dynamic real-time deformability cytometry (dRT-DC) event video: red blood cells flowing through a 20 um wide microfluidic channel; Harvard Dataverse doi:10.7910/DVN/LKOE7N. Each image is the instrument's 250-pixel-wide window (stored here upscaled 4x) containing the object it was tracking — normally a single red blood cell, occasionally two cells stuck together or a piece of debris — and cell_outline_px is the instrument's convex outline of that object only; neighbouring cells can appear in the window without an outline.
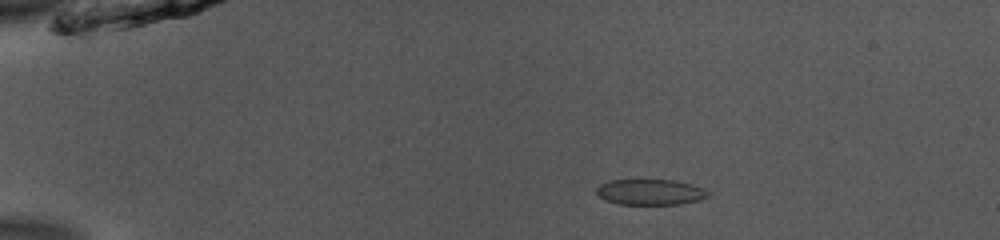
{"species": "common noctule bat (a hibernating species)", "species_latin": "Nyctalus noctula", "temperature_condition": "room temperature", "stored_images_in_passage": 52, "camera_frame_rate_fps": 3000, "um_per_image_px": 0.085, "animal": {"sex": "male", "body_mass_g": 13.0, "forearm_length_mm": 53.1}, "frame": {"image": 1, "passage_image": 10, "time_ms": 3.0, "image_size_px": [1000, 240], "cell_outline_px": [[708, 196], [700, 200], [680, 204], [620, 204], [604, 200], [596, 192], [596, 188], [600, 184], [608, 180], [676, 180], [692, 184], [704, 188], [708, 192]], "centroid_in_image_um": [55.27, 16.32], "position_along_channel_um": 29.7, "area_um2": 16.76}}
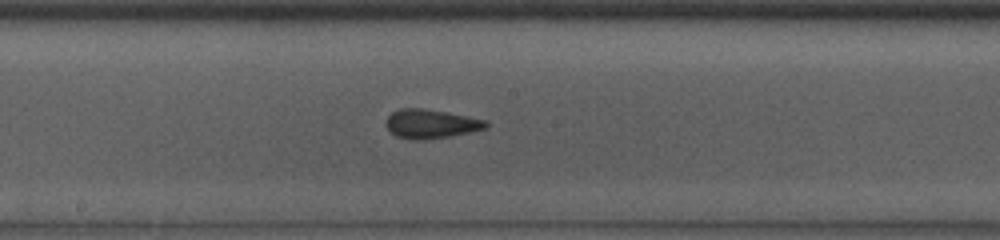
{"frame": {"image": 2, "passage_image": 29, "time_ms": 9.333, "image_size_px": [1000, 240], "cell_outline_px": [[488, 128], [448, 136], [424, 140], [412, 140], [396, 136], [384, 124], [388, 116], [392, 112], [400, 108], [424, 108], [488, 120]], "centroid_in_image_um": [36.61, 10.52], "position_along_channel_um": 211.6, "area_um2": 16.88}}
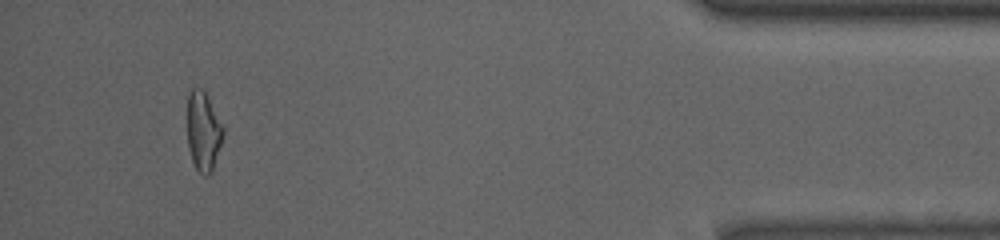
{"frame": {"image": 3, "passage_image": 49, "time_ms": 16.0, "image_size_px": [1000, 240], "cell_outline_px": [[224, 132], [212, 172], [208, 176], [204, 176], [196, 168], [192, 160], [188, 148], [188, 96], [192, 88], [200, 88], [208, 92], [224, 128]], "centroid_in_image_um": [17.3, 11.12], "position_along_channel_um": 417.9, "area_um2": 16.76}, "authors_computed_cell_mechanics": {"area_um2": 16.7909, "velocity_mm_per_s": 3.9122, "shape_relaxation_time_tau1_ms": 3.6301, "shape_relaxation_time_tau2_ms": 1.6612, "deformation_change_tau1": 0.1303, "deformation_change_tau2": 0.0674}}